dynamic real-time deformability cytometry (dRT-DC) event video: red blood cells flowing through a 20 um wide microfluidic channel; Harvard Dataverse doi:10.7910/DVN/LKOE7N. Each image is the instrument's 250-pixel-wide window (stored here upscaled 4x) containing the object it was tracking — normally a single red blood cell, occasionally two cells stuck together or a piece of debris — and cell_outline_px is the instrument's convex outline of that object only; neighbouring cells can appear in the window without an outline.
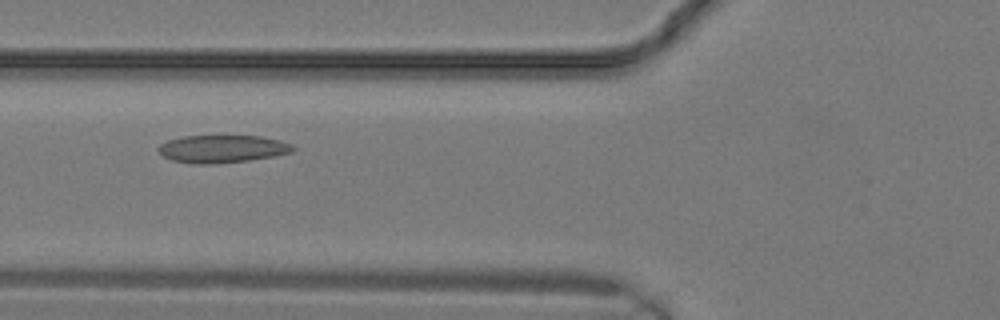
{"species": "common noctule bat (a hibernating species)", "species_latin": "Nyctalus noctula", "temperature_condition": "warm", "stored_images_in_passage": 9, "camera_frame_rate_fps": 3000, "um_per_image_px": 0.085, "animal": {"sex": "male", "body_mass_g": 19.2, "forearm_length_mm": 51.8}, "frame": {"image": 1, "passage_image": 3, "time_ms": 0.667, "image_size_px": [1000, 320], "cell_outline_px": [[296, 148], [292, 152], [272, 156], [248, 160], [212, 164], [196, 164], [172, 160], [164, 156], [156, 148], [160, 144], [168, 140], [184, 136], [260, 136], [280, 140], [292, 144]], "centroid_in_image_um": [18.89, 12.65], "position_along_channel_um": 106.9, "area_um2": 21.56}}
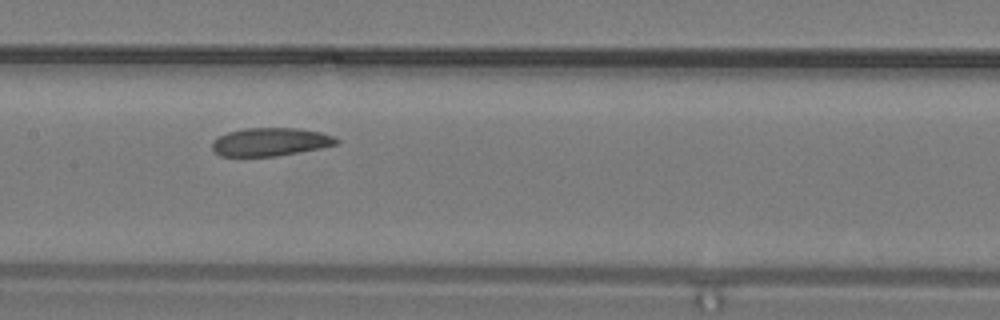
{"frame": {"image": 2, "passage_image": 6, "time_ms": 1.667, "image_size_px": [1000, 320], "cell_outline_px": [[340, 144], [320, 148], [276, 156], [220, 156], [212, 152], [212, 140], [216, 136], [228, 132], [244, 128], [300, 128], [320, 132], [336, 136], [340, 140]], "centroid_in_image_um": [22.98, 12.05], "position_along_channel_um": 184.4, "area_um2": 20.75}}
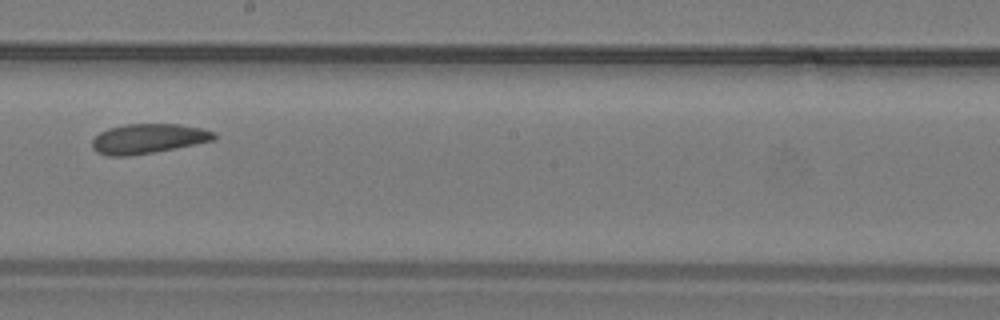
{"frame": {"image": 3, "passage_image": 8, "time_ms": 2.333, "image_size_px": [1000, 320], "cell_outline_px": [[216, 140], [156, 152], [132, 156], [108, 156], [96, 152], [92, 148], [92, 140], [100, 132], [108, 128], [124, 124], [180, 124], [204, 128], [216, 132]], "centroid_in_image_um": [12.62, 11.79], "position_along_channel_um": 235.6, "area_um2": 21.5}}